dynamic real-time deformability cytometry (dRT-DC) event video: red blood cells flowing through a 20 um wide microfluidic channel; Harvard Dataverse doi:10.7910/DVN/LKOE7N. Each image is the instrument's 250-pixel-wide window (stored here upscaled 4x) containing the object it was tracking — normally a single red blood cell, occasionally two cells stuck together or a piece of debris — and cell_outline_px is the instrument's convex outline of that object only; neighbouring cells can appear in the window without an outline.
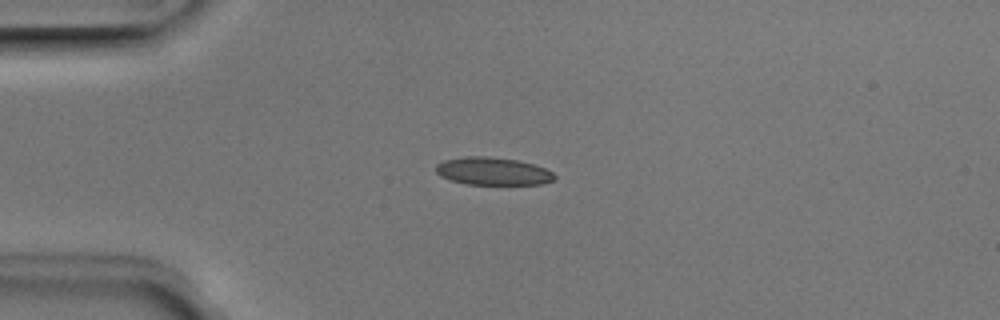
{"species": "Egyptian fruit bat (a non-hibernating species)", "species_latin": "Rousettus aegyptiacus", "temperature_condition": "room temperature", "stored_images_in_passage": 39, "camera_frame_rate_fps": 3000, "um_per_image_px": 0.085, "animal": {"sex": "male"}, "frame": {"image": 1, "passage_image": 1, "time_ms": 0.0, "image_size_px": [1000, 320], "cell_outline_px": [[556, 180], [540, 184], [468, 184], [452, 180], [440, 176], [436, 172], [436, 164], [444, 160], [464, 156], [488, 156], [516, 160], [532, 164], [544, 168], [552, 172], [556, 176]], "centroid_in_image_um": [41.89, 14.55], "position_along_channel_um": 43.1, "area_um2": 19.07}}
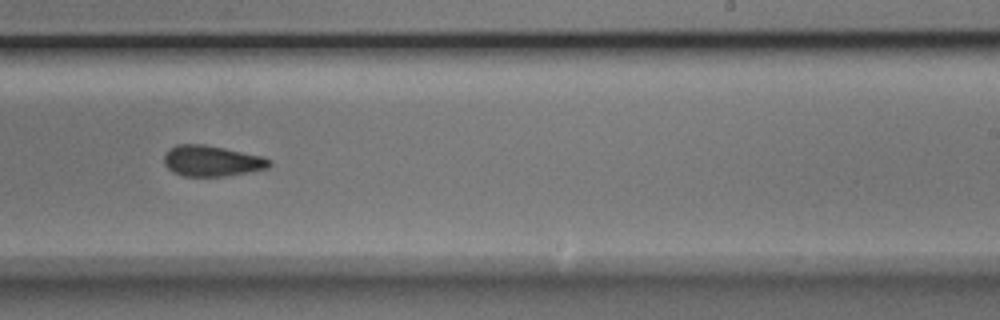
{"frame": {"image": 2, "passage_image": 20, "time_ms": 6.333, "image_size_px": [1000, 320], "cell_outline_px": [[272, 164], [268, 168], [248, 172], [224, 176], [184, 176], [172, 172], [164, 164], [164, 152], [168, 148], [176, 144], [204, 144], [264, 156], [272, 160]], "centroid_in_image_um": [17.99, 13.67], "position_along_channel_um": 271.0, "area_um2": 19.13}}
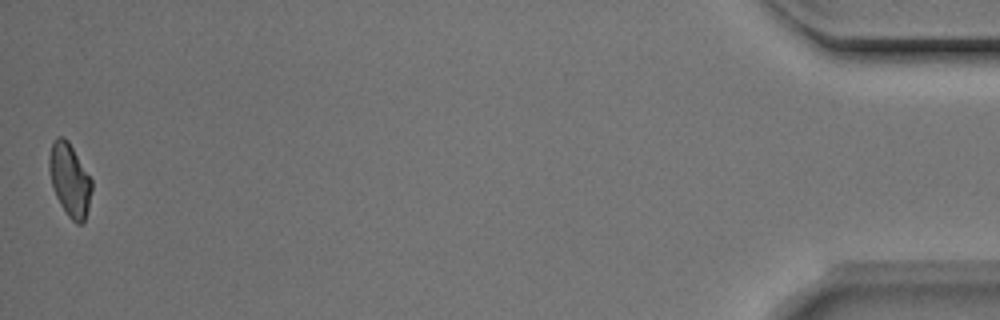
{"frame": {"image": 3, "passage_image": 39, "time_ms": 12.667, "image_size_px": [1000, 320], "cell_outline_px": [[92, 188], [88, 208], [84, 220], [80, 224], [76, 224], [68, 216], [60, 204], [52, 188], [48, 168], [48, 160], [52, 144], [56, 136], [64, 136], [68, 140], [92, 180]], "centroid_in_image_um": [5.91, 15.27], "position_along_channel_um": 429.3, "area_um2": 18.09}, "authors_computed_cell_mechanics": {"area_um2": 19.074, "velocity_mm_per_s": 3.9612, "shape_relaxation_time_tau1_ms": null, "shape_relaxation_time_tau2_ms": 5.0939, "deformation_change_tau1": null, "deformation_change_tau2": 0.0921}}